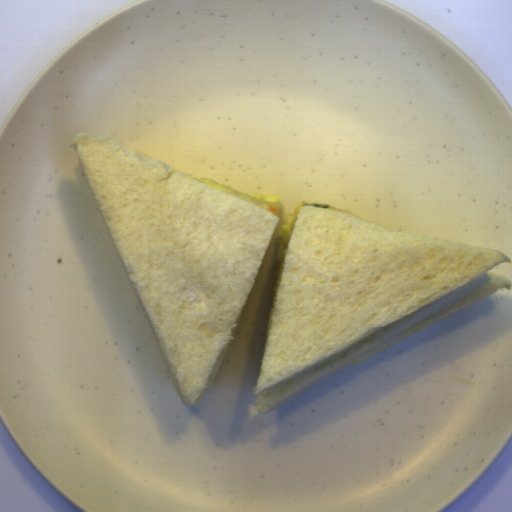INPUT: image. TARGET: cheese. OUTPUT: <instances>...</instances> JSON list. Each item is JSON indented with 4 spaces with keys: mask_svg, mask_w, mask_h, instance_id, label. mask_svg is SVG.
Returning a JSON list of instances; mask_svg holds the SVG:
<instances>
[{
    "mask_svg": "<svg viewBox=\"0 0 512 512\" xmlns=\"http://www.w3.org/2000/svg\"><path fill=\"white\" fill-rule=\"evenodd\" d=\"M304 205L318 206V207L330 209V210H333V211L341 212V213H344V214H348V215L360 218L357 215H355L354 213L342 210L340 208L331 206V205L326 204V203H316V202L303 201L294 210V212L291 215V217L287 220V222L281 228L280 235H279V242H278V260H279L280 268H281V265H282L285 249H286V247H287V245H288V243H289V241H290V239H291V237H292V235L294 233V229H295L297 218H298V216H299V214H300V212H301V210H302Z\"/></svg>",
    "mask_w": 512,
    "mask_h": 512,
    "instance_id": "2",
    "label": "cheese"
},
{
    "mask_svg": "<svg viewBox=\"0 0 512 512\" xmlns=\"http://www.w3.org/2000/svg\"><path fill=\"white\" fill-rule=\"evenodd\" d=\"M190 177H192V176H190ZM192 178H194L202 183H205L211 187H214L218 190H221L227 194H230L234 197H237L243 201H246L252 205L262 208L268 212H271L275 216H277L279 219L281 217V214L283 212L281 199H278L273 196H253V195L244 193L242 191L233 189L229 185L213 181L206 177H192Z\"/></svg>",
    "mask_w": 512,
    "mask_h": 512,
    "instance_id": "1",
    "label": "cheese"
}]
</instances>
